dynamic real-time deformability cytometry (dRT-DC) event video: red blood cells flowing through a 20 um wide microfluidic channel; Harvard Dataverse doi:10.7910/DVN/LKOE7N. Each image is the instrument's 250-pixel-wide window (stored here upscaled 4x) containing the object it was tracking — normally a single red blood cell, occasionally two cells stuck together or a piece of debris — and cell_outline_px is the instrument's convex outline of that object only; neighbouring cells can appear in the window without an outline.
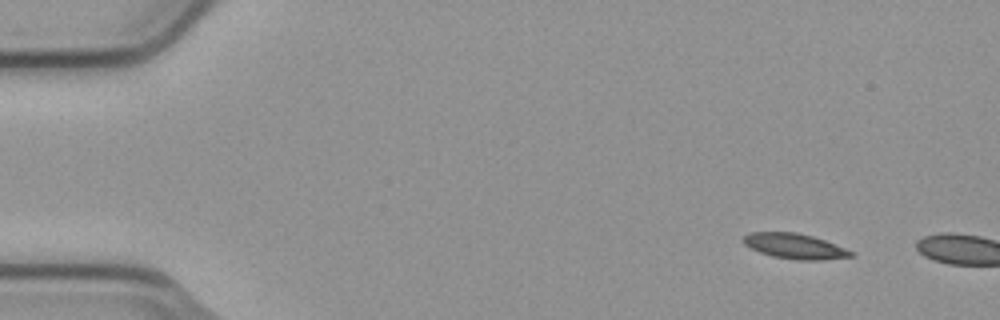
{"species": "common noctule bat (a hibernating species)", "species_latin": "Nyctalus noctula", "temperature_condition": "cold", "stored_images_in_passage": 2, "camera_frame_rate_fps": 3000, "um_per_image_px": 0.085, "animal": {"sex": "male", "body_mass_g": 23.1, "forearm_length_mm": 52.7}, "frame": {"image": 1, "passage_image": 1, "time_ms": 0.0, "image_size_px": [1000, 320], "cell_outline_px": [[856, 252], [852, 256], [820, 260], [796, 260], [772, 256], [760, 252], [744, 244], [740, 240], [744, 236], [752, 232], [796, 232], [812, 236], [824, 240]], "centroid_in_image_um": [67.55, 20.92], "position_along_channel_um": 17.5, "area_um2": 15.78}}